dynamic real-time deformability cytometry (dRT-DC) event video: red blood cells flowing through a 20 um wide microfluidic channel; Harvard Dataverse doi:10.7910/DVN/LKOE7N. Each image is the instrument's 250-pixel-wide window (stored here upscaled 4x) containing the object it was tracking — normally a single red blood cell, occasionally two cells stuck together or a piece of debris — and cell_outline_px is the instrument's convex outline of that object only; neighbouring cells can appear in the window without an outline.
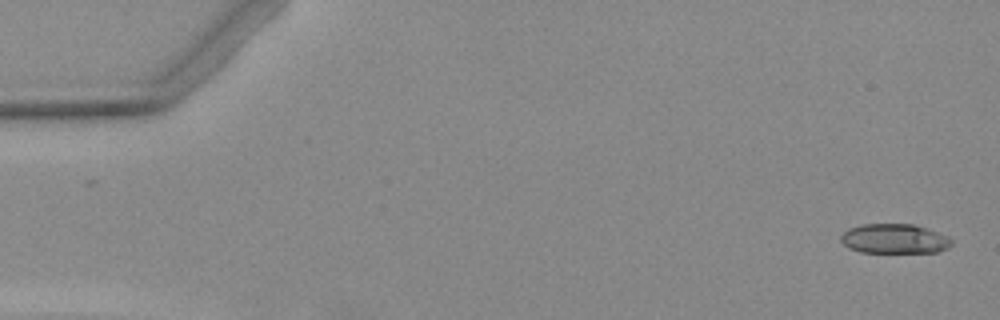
{"species": "Egyptian fruit bat (a non-hibernating species)", "species_latin": "Rousettus aegyptiacus", "temperature_condition": "warm", "stored_images_in_passage": 5, "camera_frame_rate_fps": 3000, "um_per_image_px": 0.085, "animal": {"sex": "female"}, "frame": {"image": 1, "passage_image": 1, "time_ms": 0.0, "image_size_px": [1000, 320], "cell_outline_px": [[952, 244], [948, 248], [936, 252], [860, 252], [848, 248], [840, 240], [840, 236], [848, 228], [864, 224], [912, 224], [948, 236], [952, 240]], "centroid_in_image_um": [76.0, 20.3], "position_along_channel_um": 9.0, "area_um2": 19.02}}